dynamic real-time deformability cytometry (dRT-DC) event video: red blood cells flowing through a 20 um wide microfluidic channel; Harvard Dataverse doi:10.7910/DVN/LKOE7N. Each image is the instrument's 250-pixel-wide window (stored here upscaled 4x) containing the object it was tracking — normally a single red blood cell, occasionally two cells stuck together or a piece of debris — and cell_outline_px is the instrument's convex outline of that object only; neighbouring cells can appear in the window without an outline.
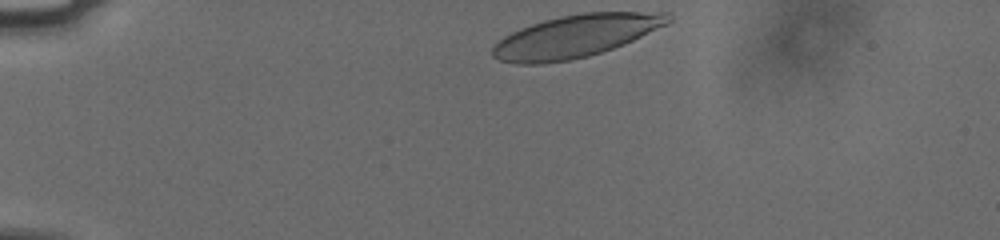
{"species": "human", "species_latin": "Homo sapiens", "temperature_condition": "cold", "stored_images_in_passage": 19, "camera_frame_rate_fps": 3000, "um_per_image_px": 0.085, "donor": {"sex": "male"}, "frame": {"image": 1, "passage_image": 1, "time_ms": 0.0, "image_size_px": [1000, 240], "cell_outline_px": [[672, 20], [668, 24], [624, 44], [588, 56], [568, 60], [540, 64], [516, 64], [500, 60], [492, 56], [492, 48], [504, 36], [520, 28], [544, 20], [560, 16], [584, 12], [668, 12], [672, 16]], "centroid_in_image_um": [48.95, 3.06], "position_along_channel_um": 36.1, "area_um2": 43.29}}
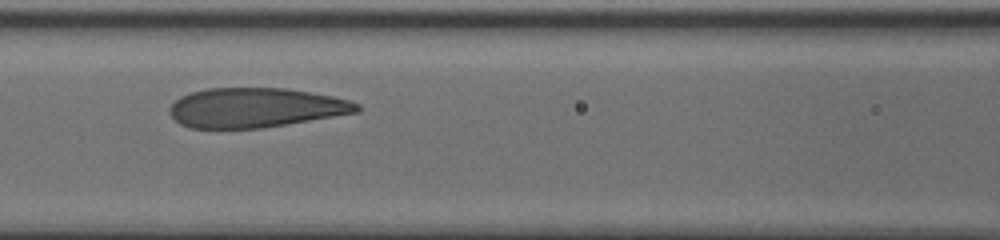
{"frame": {"image": 2, "passage_image": 14, "time_ms": 4.333, "image_size_px": [1000, 240], "cell_outline_px": [[360, 112], [260, 128], [192, 128], [180, 124], [172, 116], [172, 104], [180, 96], [192, 92], [208, 88], [288, 88], [332, 96], [348, 100], [360, 104]], "centroid_in_image_um": [21.75, 9.15], "position_along_channel_um": 144.8, "area_um2": 42.83}}
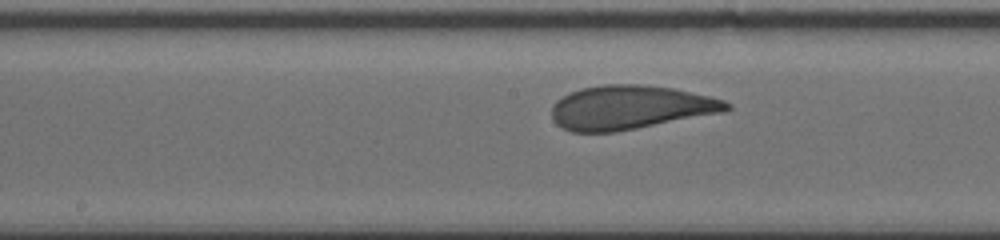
{"frame": {"image": 3, "passage_image": 17, "time_ms": 5.333, "image_size_px": [1000, 240], "cell_outline_px": [[732, 108], [724, 112], [636, 128], [612, 132], [572, 132], [556, 124], [552, 116], [552, 104], [556, 100], [580, 88], [604, 84], [644, 84], [672, 88], [708, 96], [724, 100], [732, 104]], "centroid_in_image_um": [53.56, 9.12], "position_along_channel_um": 194.6, "area_um2": 44.62}}